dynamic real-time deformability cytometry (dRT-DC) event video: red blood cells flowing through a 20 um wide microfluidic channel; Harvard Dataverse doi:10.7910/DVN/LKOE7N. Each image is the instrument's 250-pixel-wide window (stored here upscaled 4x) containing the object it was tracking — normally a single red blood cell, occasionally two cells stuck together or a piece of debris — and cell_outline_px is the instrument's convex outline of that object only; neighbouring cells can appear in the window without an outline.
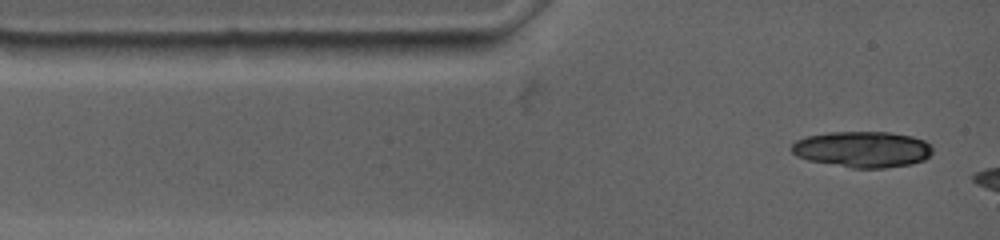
{"species": "common noctule bat (a hibernating species)", "species_latin": "Nyctalus noctula", "temperature_condition": "warm", "stored_images_in_passage": 4, "camera_frame_rate_fps": 4500, "um_per_image_px": 0.085, "animal": {"sex": "female", "body_mass_g": 19.0, "forearm_length_mm": 53.3}, "frame": {"image": 1, "passage_image": 1, "time_ms": 0.0, "image_size_px": [1000, 240], "cell_outline_px": [[932, 152], [924, 160], [912, 164], [884, 168], [852, 168], [808, 160], [796, 156], [792, 152], [792, 144], [796, 140], [808, 136], [828, 132], [888, 132], [912, 136], [924, 140], [932, 148]], "centroid_in_image_um": [73.31, 12.69], "position_along_channel_um": 11.7, "area_um2": 29.59}}